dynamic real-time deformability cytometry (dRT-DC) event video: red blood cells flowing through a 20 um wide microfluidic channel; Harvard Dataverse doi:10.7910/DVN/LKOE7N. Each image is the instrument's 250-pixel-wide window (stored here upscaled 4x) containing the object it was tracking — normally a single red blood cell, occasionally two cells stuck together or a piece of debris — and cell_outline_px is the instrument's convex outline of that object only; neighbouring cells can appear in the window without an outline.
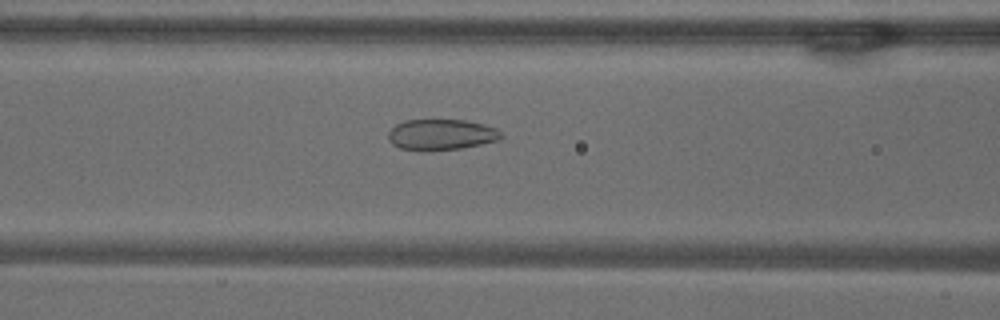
{"species": "common noctule bat (a hibernating species)", "species_latin": "Nyctalus noctula", "temperature_condition": "warm", "stored_images_in_passage": 52, "camera_frame_rate_fps": 3000, "um_per_image_px": 0.085, "animal": {"sex": "male", "body_mass_g": 18.8}, "frame": {"image": 1, "passage_image": 20, "time_ms": 6.333, "image_size_px": [1000, 320], "cell_outline_px": [[504, 136], [500, 140], [460, 148], [400, 148], [392, 144], [388, 140], [388, 132], [396, 124], [404, 120], [468, 120], [484, 124], [496, 128]], "centroid_in_image_um": [37.54, 11.39], "position_along_channel_um": 129.1, "area_um2": 19.71}}
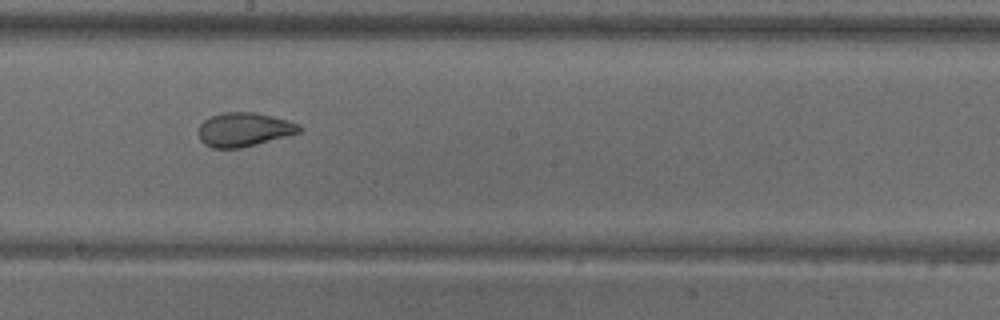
{"frame": {"image": 2, "passage_image": 28, "time_ms": 9.0, "image_size_px": [1000, 320], "cell_outline_px": [[300, 132], [256, 144], [240, 148], [212, 148], [204, 144], [200, 140], [200, 124], [204, 120], [212, 116], [224, 112], [256, 112], [272, 116], [300, 124]], "centroid_in_image_um": [20.73, 11.01], "position_along_channel_um": 227.5, "area_um2": 19.65}}
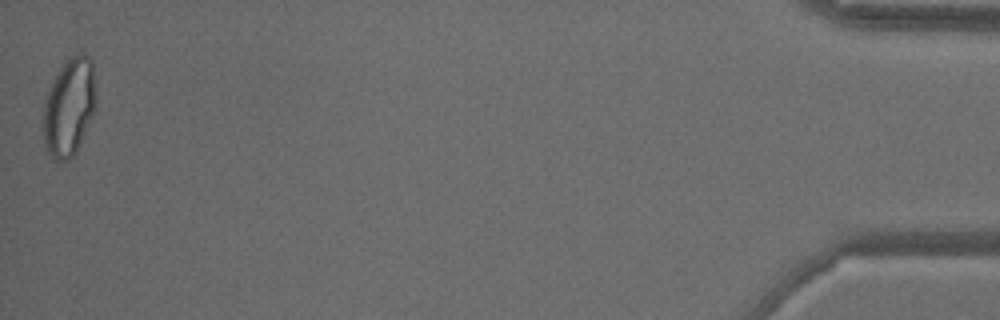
{"frame": {"image": 3, "passage_image": 52, "time_ms": 17.0, "image_size_px": [1000, 320], "cell_outline_px": [[96, 112], [76, 152], [68, 160], [56, 160], [48, 152], [44, 144], [40, 120], [44, 100], [60, 68], [68, 56], [76, 52], [88, 56], [92, 60], [96, 96]], "centroid_in_image_um": [5.87, 9.1], "position_along_channel_um": 429.3, "area_um2": 30.87}, "authors_computed_cell_mechanics": {"area_um2": 24.276, "velocity_mm_per_s": 3.6885, "shape_relaxation_time_tau1_ms": null, "shape_relaxation_time_tau2_ms": 0.9431, "deformation_change_tau1": null, "deformation_change_tau2": 0.0713}}